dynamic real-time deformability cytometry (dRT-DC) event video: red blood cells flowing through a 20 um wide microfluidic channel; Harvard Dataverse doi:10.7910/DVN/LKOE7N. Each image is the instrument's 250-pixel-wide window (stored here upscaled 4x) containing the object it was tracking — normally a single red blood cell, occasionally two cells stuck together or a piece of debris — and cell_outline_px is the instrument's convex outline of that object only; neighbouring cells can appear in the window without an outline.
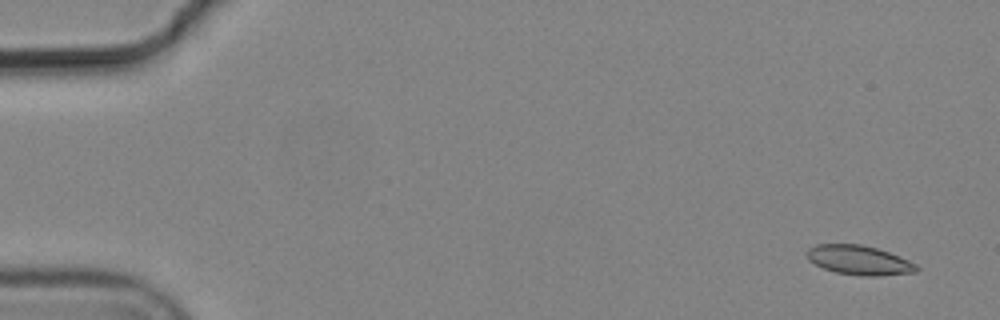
{"species": "common noctule bat (a hibernating species)", "species_latin": "Nyctalus noctula", "temperature_condition": "cold", "stored_images_in_passage": 5, "camera_frame_rate_fps": 3000, "um_per_image_px": 0.085, "animal": {"sex": "male", "body_mass_g": 19.2, "forearm_length_mm": 51.8}, "frame": {"image": 1, "passage_image": 1, "time_ms": 0.0, "image_size_px": [1000, 320], "cell_outline_px": [[920, 268], [916, 272], [880, 276], [860, 276], [836, 272], [824, 268], [808, 260], [804, 252], [808, 248], [816, 244], [860, 244], [876, 248], [888, 252], [908, 260], [916, 264]], "centroid_in_image_um": [73.0, 22.11], "position_along_channel_um": 12.0, "area_um2": 18.84}}
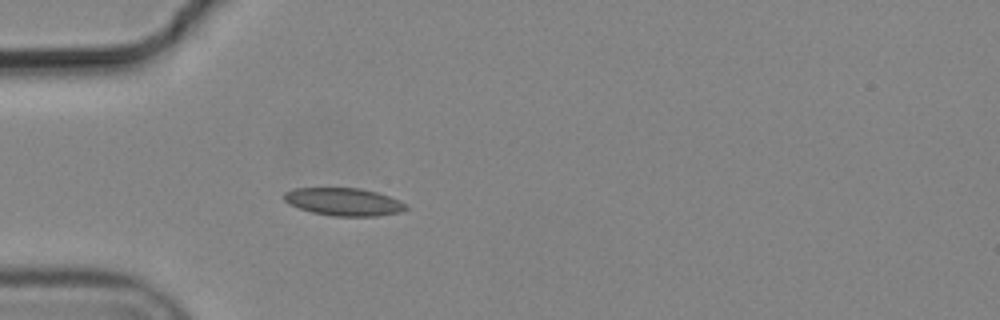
{"frame": {"image": 2, "passage_image": 5, "time_ms": 1.333, "image_size_px": [1000, 320], "cell_outline_px": [[408, 208], [400, 212], [376, 216], [332, 216], [312, 212], [300, 208], [284, 200], [284, 192], [292, 188], [360, 188], [376, 192], [388, 196], [408, 204]], "centroid_in_image_um": [29.23, 17.15], "position_along_channel_um": 55.8, "area_um2": 19.59}}